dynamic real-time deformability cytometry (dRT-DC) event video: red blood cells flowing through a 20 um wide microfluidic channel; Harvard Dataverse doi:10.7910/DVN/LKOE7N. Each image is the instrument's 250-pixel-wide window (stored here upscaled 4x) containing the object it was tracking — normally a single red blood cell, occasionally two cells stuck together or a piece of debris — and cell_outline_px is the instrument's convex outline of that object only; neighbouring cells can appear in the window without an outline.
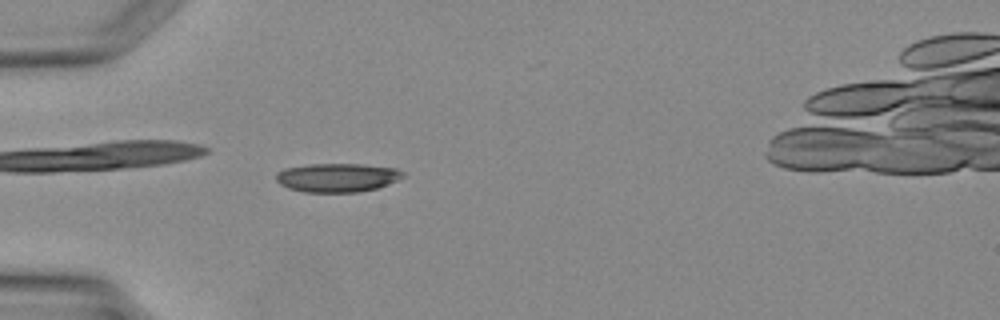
{"species": "Egyptian fruit bat (a non-hibernating species)", "species_latin": "Rousettus aegyptiacus", "temperature_condition": "warm", "stored_images_in_passage": 1, "camera_frame_rate_fps": 3000, "um_per_image_px": 0.085, "animal": {"sex": "female"}, "frame": {"image": 1, "passage_image": 1, "time_ms": 0.0, "image_size_px": [1000, 320], "cell_outline_px": [[404, 176], [396, 180], [376, 188], [356, 192], [304, 192], [288, 188], [280, 184], [276, 180], [276, 172], [284, 168], [308, 164], [364, 164], [396, 168], [404, 172]], "centroid_in_image_um": [28.63, 15.08], "position_along_channel_um": 56.4, "area_um2": 21.27}}